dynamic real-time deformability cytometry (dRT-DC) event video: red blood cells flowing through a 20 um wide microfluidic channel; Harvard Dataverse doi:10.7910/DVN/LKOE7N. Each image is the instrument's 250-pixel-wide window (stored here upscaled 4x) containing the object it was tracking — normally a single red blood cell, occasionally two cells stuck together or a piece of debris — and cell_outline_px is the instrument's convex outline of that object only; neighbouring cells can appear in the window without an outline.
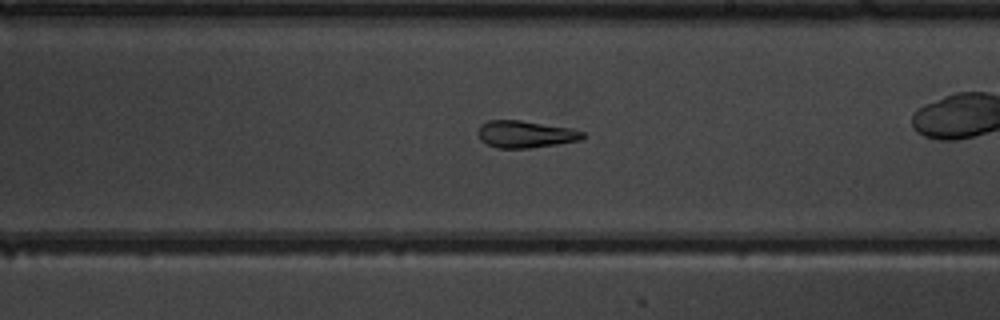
{"species": "common noctule bat (a hibernating species)", "species_latin": "Nyctalus noctula", "temperature_condition": "warm", "stored_images_in_passage": 52, "camera_frame_rate_fps": 3000, "um_per_image_px": 0.085, "animal": {"sex": "male", "body_mass_g": 19.5, "forearm_length_mm": 54.6}, "frame": {"image": 1, "passage_image": 30, "time_ms": 9.667, "image_size_px": [1000, 320], "cell_outline_px": [[584, 136], [580, 140], [556, 144], [528, 148], [496, 148], [480, 140], [476, 132], [480, 124], [488, 120], [520, 120], [572, 128], [584, 132]], "centroid_in_image_um": [44.61, 11.4], "position_along_channel_um": 244.4, "area_um2": 16.59}, "authors_computed_cell_mechanics": {"area_um2": 19.3919, "velocity_mm_per_s": 3.9705, "shape_relaxation_time_tau1_ms": null, "shape_relaxation_time_tau2_ms": 2.2341, "deformation_change_tau1": null, "deformation_change_tau2": 0.0895}}